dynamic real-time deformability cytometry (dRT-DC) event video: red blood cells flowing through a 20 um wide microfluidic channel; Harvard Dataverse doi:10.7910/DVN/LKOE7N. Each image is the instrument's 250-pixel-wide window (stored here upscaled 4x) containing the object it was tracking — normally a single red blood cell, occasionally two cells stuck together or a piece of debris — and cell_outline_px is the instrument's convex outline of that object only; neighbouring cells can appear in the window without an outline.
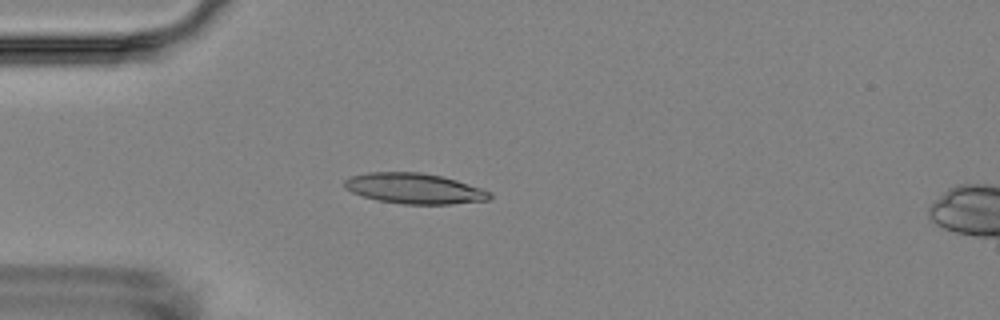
{"species": "Egyptian fruit bat (a non-hibernating species)", "species_latin": "Rousettus aegyptiacus", "temperature_condition": "room temperature", "stored_images_in_passage": 1, "camera_frame_rate_fps": 3000, "um_per_image_px": 0.085, "animal": {"sex": "female"}, "frame": {"image": 1, "passage_image": 1, "time_ms": 0.0, "image_size_px": [1000, 320], "cell_outline_px": [[492, 196], [488, 200], [452, 204], [404, 204], [376, 200], [352, 192], [344, 188], [344, 180], [348, 176], [368, 172], [420, 172], [440, 176], [456, 180], [492, 192]], "centroid_in_image_um": [35.19, 16.02], "position_along_channel_um": 49.8, "area_um2": 25.84}}